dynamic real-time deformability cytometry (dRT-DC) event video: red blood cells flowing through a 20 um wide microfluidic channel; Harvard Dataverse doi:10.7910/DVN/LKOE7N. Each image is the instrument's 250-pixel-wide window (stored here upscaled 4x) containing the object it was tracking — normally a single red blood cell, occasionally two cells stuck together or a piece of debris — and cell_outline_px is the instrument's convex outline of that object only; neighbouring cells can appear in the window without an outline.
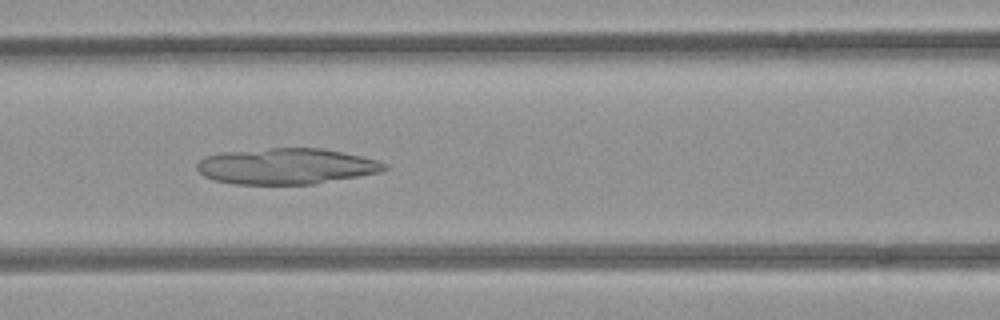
{"species": "common noctule bat (a hibernating species)", "species_latin": "Nyctalus noctula", "temperature_condition": "room temperature", "stored_images_in_passage": 44, "camera_frame_rate_fps": 3000, "um_per_image_px": 0.085, "animal": {"sex": "female", "body_mass_g": 21.9}, "frame": {"image": 1, "passage_image": 18, "time_ms": 5.667, "image_size_px": [1000, 320], "cell_outline_px": [[388, 168], [380, 172], [312, 184], [232, 184], [216, 180], [204, 176], [196, 168], [196, 164], [204, 156], [224, 152], [268, 148], [320, 148], [360, 156], [376, 160], [388, 164]], "centroid_in_image_um": [24.3, 14.13], "position_along_channel_um": 142.3, "area_um2": 39.02}}
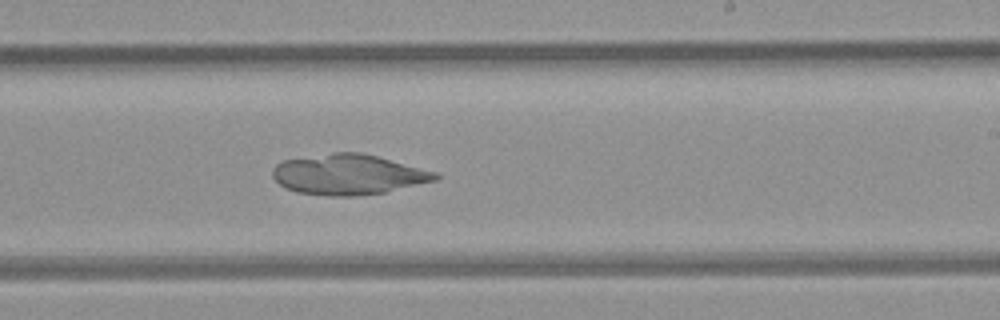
{"frame": {"image": 2, "passage_image": 27, "time_ms": 8.667, "image_size_px": [1000, 320], "cell_outline_px": [[440, 176], [436, 180], [384, 192], [356, 196], [328, 196], [296, 192], [280, 184], [272, 176], [272, 168], [276, 164], [284, 160], [332, 152], [360, 152], [440, 172]], "centroid_in_image_um": [29.62, 14.83], "position_along_channel_um": 259.4, "area_um2": 38.26}}
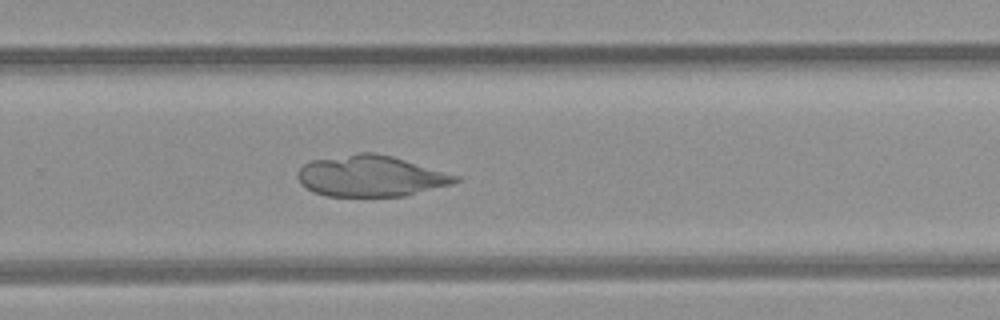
{"frame": {"image": 3, "passage_image": 30, "time_ms": 9.667, "image_size_px": [1000, 320], "cell_outline_px": [[460, 180], [452, 184], [404, 196], [324, 196], [312, 192], [300, 184], [296, 176], [296, 172], [304, 164], [312, 160], [356, 152], [376, 152], [392, 156], [460, 176]], "centroid_in_image_um": [31.47, 14.96], "position_along_channel_um": 298.3, "area_um2": 38.03}}